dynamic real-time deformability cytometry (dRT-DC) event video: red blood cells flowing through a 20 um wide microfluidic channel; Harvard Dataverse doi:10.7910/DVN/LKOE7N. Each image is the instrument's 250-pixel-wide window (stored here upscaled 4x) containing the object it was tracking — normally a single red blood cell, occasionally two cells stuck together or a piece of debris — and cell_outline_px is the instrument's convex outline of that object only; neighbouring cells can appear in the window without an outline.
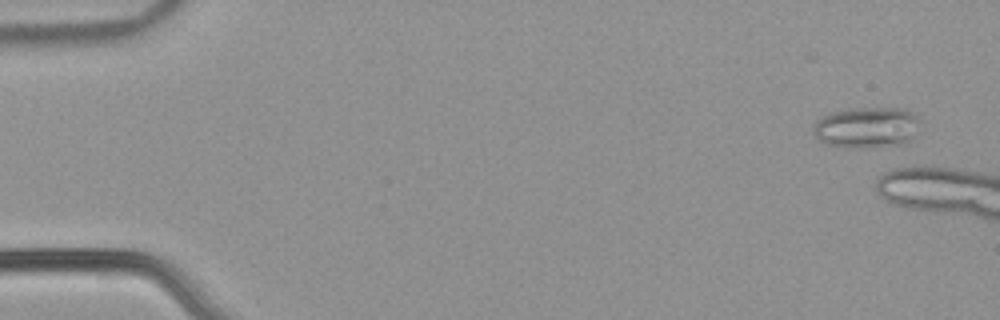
{"species": "common noctule bat (a hibernating species)", "species_latin": "Nyctalus noctula", "temperature_condition": "warm", "stored_images_in_passage": 9, "camera_frame_rate_fps": 3000, "um_per_image_px": 0.085, "animal": {"sex": "male", "body_mass_g": 21.5, "forearm_length_mm": 52.0}, "frame": {"image": 1, "passage_image": 3, "time_ms": 0.667, "image_size_px": [1000, 320], "cell_outline_px": [[920, 120], [912, 140], [904, 144], [872, 148], [848, 148], [824, 144], [812, 132], [812, 128], [816, 120], [820, 116], [832, 112], [848, 108], [904, 108], [912, 112]], "centroid_in_image_um": [73.65, 10.84], "position_along_channel_um": 11.4, "area_um2": 26.07}}